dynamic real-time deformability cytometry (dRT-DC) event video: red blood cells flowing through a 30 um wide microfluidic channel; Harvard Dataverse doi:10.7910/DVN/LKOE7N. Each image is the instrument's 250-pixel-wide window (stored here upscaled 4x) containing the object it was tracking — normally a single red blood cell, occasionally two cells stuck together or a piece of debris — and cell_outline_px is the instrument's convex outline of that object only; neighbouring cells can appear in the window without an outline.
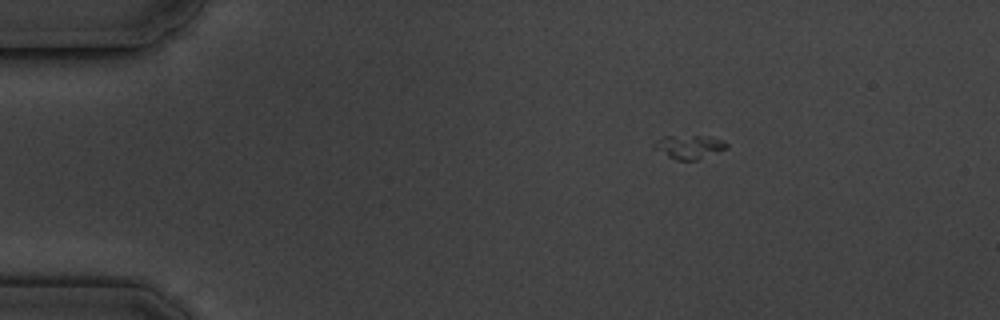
{"species": "common noctule bat (a hibernating species)", "species_latin": "Nyctalus noctula", "temperature_condition": "cold", "stored_images_in_passage": 10, "camera_frame_rate_fps": 3000, "um_per_image_px": 0.085, "animal": {"sex": "male", "body_mass_g": 19.5, "forearm_length_mm": 54.6}, "frame": {"image": 1, "passage_image": 4, "time_ms": 3.333, "image_size_px": [1000, 320], "cell_outline_px": [[728, 148], [696, 160], [676, 160], [652, 148], [652, 144], [656, 140], [664, 136], [708, 136], [724, 140], [728, 144]], "centroid_in_image_um": [58.57, 12.47], "position_along_channel_um": 26.4, "area_um2": 10.06}}
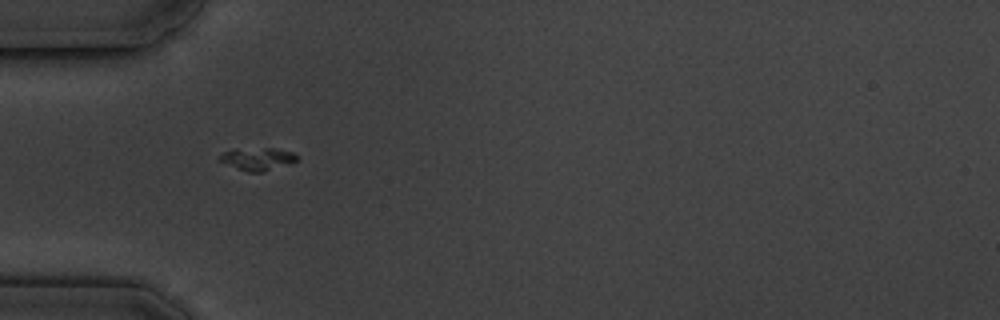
{"frame": {"image": 2, "passage_image": 6, "time_ms": 6.333, "image_size_px": [1000, 320], "cell_outline_px": [[300, 156], [296, 160], [288, 164], [264, 172], [248, 172], [216, 160], [224, 152], [232, 148], [276, 148], [292, 152]], "centroid_in_image_um": [21.88, 13.49], "position_along_channel_um": 63.1, "area_um2": 10.35}}